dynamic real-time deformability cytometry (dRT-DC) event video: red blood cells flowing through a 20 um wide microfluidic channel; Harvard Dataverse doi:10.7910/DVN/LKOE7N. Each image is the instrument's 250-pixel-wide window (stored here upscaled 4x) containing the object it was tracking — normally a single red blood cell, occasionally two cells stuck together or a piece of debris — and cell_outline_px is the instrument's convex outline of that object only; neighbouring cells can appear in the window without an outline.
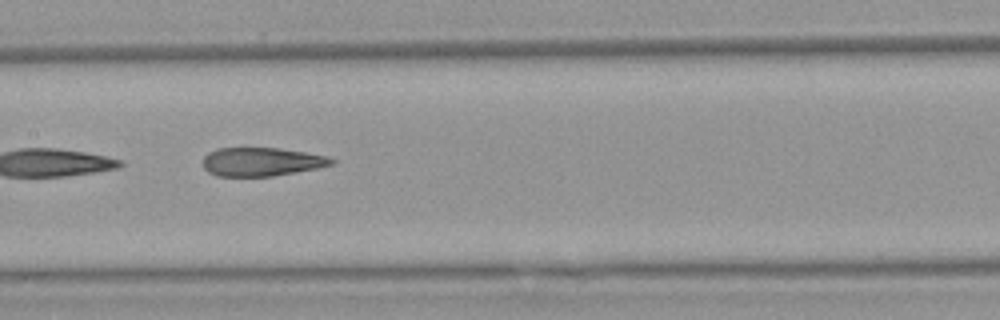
{"species": "Egyptian fruit bat (a non-hibernating species)", "species_latin": "Rousettus aegyptiacus", "temperature_condition": "warm", "stored_images_in_passage": 10, "camera_frame_rate_fps": 3000, "um_per_image_px": 0.085, "animal": {"sex": "female"}, "frame": {"image": 1, "passage_image": 4, "time_ms": 3.333, "image_size_px": [1000, 320], "cell_outline_px": [[336, 164], [296, 172], [272, 176], [216, 176], [208, 172], [204, 168], [204, 156], [208, 152], [216, 148], [280, 148], [328, 156], [336, 160]], "centroid_in_image_um": [22.24, 13.75], "position_along_channel_um": 185.2, "area_um2": 21.5}}
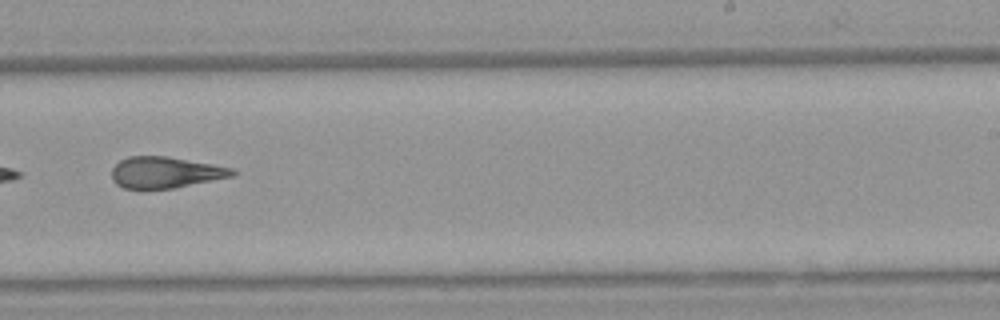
{"frame": {"image": 2, "passage_image": 6, "time_ms": 5.667, "image_size_px": [1000, 320], "cell_outline_px": [[236, 172], [232, 176], [172, 188], [140, 192], [124, 188], [116, 184], [112, 180], [112, 168], [120, 160], [128, 156], [164, 156], [236, 168]], "centroid_in_image_um": [13.99, 14.69], "position_along_channel_um": 275.0, "area_um2": 22.37}}
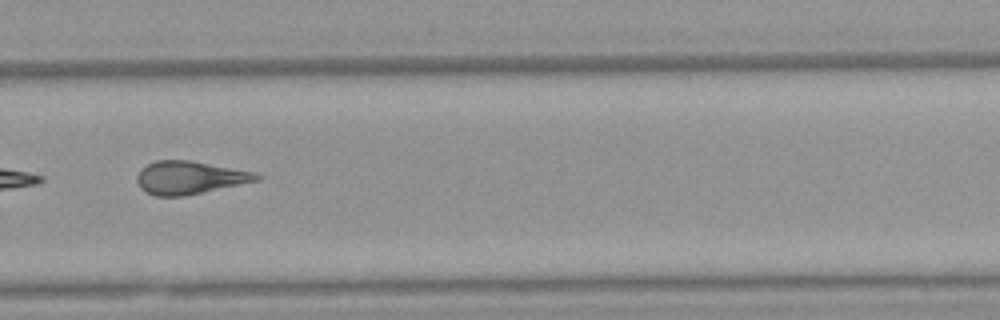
{"frame": {"image": 3, "passage_image": 7, "time_ms": 6.667, "image_size_px": [1000, 320], "cell_outline_px": [[260, 180], [184, 196], [156, 196], [140, 188], [136, 180], [136, 176], [140, 168], [156, 160], [192, 160], [252, 172], [260, 176]], "centroid_in_image_um": [16.06, 15.09], "position_along_channel_um": 313.7, "area_um2": 22.83}}